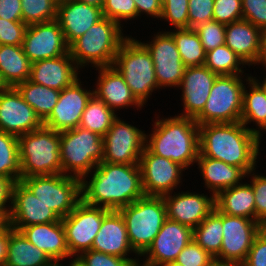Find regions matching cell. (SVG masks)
<instances>
[{
  "label": "cell",
  "instance_id": "cell-1",
  "mask_svg": "<svg viewBox=\"0 0 266 266\" xmlns=\"http://www.w3.org/2000/svg\"><path fill=\"white\" fill-rule=\"evenodd\" d=\"M144 195L139 165L101 162L81 179V199L111 211H118Z\"/></svg>",
  "mask_w": 266,
  "mask_h": 266
},
{
  "label": "cell",
  "instance_id": "cell-2",
  "mask_svg": "<svg viewBox=\"0 0 266 266\" xmlns=\"http://www.w3.org/2000/svg\"><path fill=\"white\" fill-rule=\"evenodd\" d=\"M261 139L241 122L199 125L200 153L237 166L246 174L258 167Z\"/></svg>",
  "mask_w": 266,
  "mask_h": 266
},
{
  "label": "cell",
  "instance_id": "cell-3",
  "mask_svg": "<svg viewBox=\"0 0 266 266\" xmlns=\"http://www.w3.org/2000/svg\"><path fill=\"white\" fill-rule=\"evenodd\" d=\"M155 113L153 128L148 132L150 134L146 133V147L153 154L168 158L189 170L196 164L200 152L199 125L194 118L176 114L161 117Z\"/></svg>",
  "mask_w": 266,
  "mask_h": 266
},
{
  "label": "cell",
  "instance_id": "cell-4",
  "mask_svg": "<svg viewBox=\"0 0 266 266\" xmlns=\"http://www.w3.org/2000/svg\"><path fill=\"white\" fill-rule=\"evenodd\" d=\"M124 32L117 22L104 17L69 45L70 56L82 73L89 66H112L120 45L129 36Z\"/></svg>",
  "mask_w": 266,
  "mask_h": 266
},
{
  "label": "cell",
  "instance_id": "cell-5",
  "mask_svg": "<svg viewBox=\"0 0 266 266\" xmlns=\"http://www.w3.org/2000/svg\"><path fill=\"white\" fill-rule=\"evenodd\" d=\"M112 66L123 75L133 96L143 107L152 93L162 91L157 84L151 54L136 37L129 35L122 42Z\"/></svg>",
  "mask_w": 266,
  "mask_h": 266
},
{
  "label": "cell",
  "instance_id": "cell-6",
  "mask_svg": "<svg viewBox=\"0 0 266 266\" xmlns=\"http://www.w3.org/2000/svg\"><path fill=\"white\" fill-rule=\"evenodd\" d=\"M21 179L62 174L60 132L45 126L18 137Z\"/></svg>",
  "mask_w": 266,
  "mask_h": 266
},
{
  "label": "cell",
  "instance_id": "cell-7",
  "mask_svg": "<svg viewBox=\"0 0 266 266\" xmlns=\"http://www.w3.org/2000/svg\"><path fill=\"white\" fill-rule=\"evenodd\" d=\"M118 211L126 223L132 249L141 256L151 245L167 219L164 198L144 195Z\"/></svg>",
  "mask_w": 266,
  "mask_h": 266
},
{
  "label": "cell",
  "instance_id": "cell-8",
  "mask_svg": "<svg viewBox=\"0 0 266 266\" xmlns=\"http://www.w3.org/2000/svg\"><path fill=\"white\" fill-rule=\"evenodd\" d=\"M252 74L218 75L203 110L194 118L198 125L241 121L243 90Z\"/></svg>",
  "mask_w": 266,
  "mask_h": 266
},
{
  "label": "cell",
  "instance_id": "cell-9",
  "mask_svg": "<svg viewBox=\"0 0 266 266\" xmlns=\"http://www.w3.org/2000/svg\"><path fill=\"white\" fill-rule=\"evenodd\" d=\"M103 137L77 128L60 132L62 174L82 179L103 160Z\"/></svg>",
  "mask_w": 266,
  "mask_h": 266
},
{
  "label": "cell",
  "instance_id": "cell-10",
  "mask_svg": "<svg viewBox=\"0 0 266 266\" xmlns=\"http://www.w3.org/2000/svg\"><path fill=\"white\" fill-rule=\"evenodd\" d=\"M60 219L68 216L81 200V179L64 175H36L20 180Z\"/></svg>",
  "mask_w": 266,
  "mask_h": 266
},
{
  "label": "cell",
  "instance_id": "cell-11",
  "mask_svg": "<svg viewBox=\"0 0 266 266\" xmlns=\"http://www.w3.org/2000/svg\"><path fill=\"white\" fill-rule=\"evenodd\" d=\"M119 117L103 136V160L111 164L139 165L146 147V131Z\"/></svg>",
  "mask_w": 266,
  "mask_h": 266
},
{
  "label": "cell",
  "instance_id": "cell-12",
  "mask_svg": "<svg viewBox=\"0 0 266 266\" xmlns=\"http://www.w3.org/2000/svg\"><path fill=\"white\" fill-rule=\"evenodd\" d=\"M223 241L214 258L218 265L240 266L263 226L256 220L222 213Z\"/></svg>",
  "mask_w": 266,
  "mask_h": 266
},
{
  "label": "cell",
  "instance_id": "cell-13",
  "mask_svg": "<svg viewBox=\"0 0 266 266\" xmlns=\"http://www.w3.org/2000/svg\"><path fill=\"white\" fill-rule=\"evenodd\" d=\"M110 211L103 207L89 205L81 199L74 210L61 219L72 257H77L80 253L91 250L103 218Z\"/></svg>",
  "mask_w": 266,
  "mask_h": 266
},
{
  "label": "cell",
  "instance_id": "cell-14",
  "mask_svg": "<svg viewBox=\"0 0 266 266\" xmlns=\"http://www.w3.org/2000/svg\"><path fill=\"white\" fill-rule=\"evenodd\" d=\"M164 30L152 33L149 41H139L151 54L158 87L163 90L167 87L176 90L183 79L185 66L173 37Z\"/></svg>",
  "mask_w": 266,
  "mask_h": 266
},
{
  "label": "cell",
  "instance_id": "cell-15",
  "mask_svg": "<svg viewBox=\"0 0 266 266\" xmlns=\"http://www.w3.org/2000/svg\"><path fill=\"white\" fill-rule=\"evenodd\" d=\"M139 166L143 192L147 196L163 197L183 184L185 169L168 158L153 154L147 147L141 154Z\"/></svg>",
  "mask_w": 266,
  "mask_h": 266
},
{
  "label": "cell",
  "instance_id": "cell-16",
  "mask_svg": "<svg viewBox=\"0 0 266 266\" xmlns=\"http://www.w3.org/2000/svg\"><path fill=\"white\" fill-rule=\"evenodd\" d=\"M79 77L70 86L64 88L51 114L43 121V126L62 132L77 128L87 102L93 95V86H83ZM89 87V88H88Z\"/></svg>",
  "mask_w": 266,
  "mask_h": 266
},
{
  "label": "cell",
  "instance_id": "cell-17",
  "mask_svg": "<svg viewBox=\"0 0 266 266\" xmlns=\"http://www.w3.org/2000/svg\"><path fill=\"white\" fill-rule=\"evenodd\" d=\"M22 48L31 63L69 53V45L56 19L29 25Z\"/></svg>",
  "mask_w": 266,
  "mask_h": 266
},
{
  "label": "cell",
  "instance_id": "cell-18",
  "mask_svg": "<svg viewBox=\"0 0 266 266\" xmlns=\"http://www.w3.org/2000/svg\"><path fill=\"white\" fill-rule=\"evenodd\" d=\"M192 240V228L167 218L151 245L139 257V261L148 266H162L175 261Z\"/></svg>",
  "mask_w": 266,
  "mask_h": 266
},
{
  "label": "cell",
  "instance_id": "cell-19",
  "mask_svg": "<svg viewBox=\"0 0 266 266\" xmlns=\"http://www.w3.org/2000/svg\"><path fill=\"white\" fill-rule=\"evenodd\" d=\"M42 126L43 122L16 87L0 91V131L19 137Z\"/></svg>",
  "mask_w": 266,
  "mask_h": 266
},
{
  "label": "cell",
  "instance_id": "cell-20",
  "mask_svg": "<svg viewBox=\"0 0 266 266\" xmlns=\"http://www.w3.org/2000/svg\"><path fill=\"white\" fill-rule=\"evenodd\" d=\"M176 192L163 196L167 218L192 229L197 227L216 207L215 195L210 192L204 191V194L202 191L195 192L189 189L184 192L179 189Z\"/></svg>",
  "mask_w": 266,
  "mask_h": 266
},
{
  "label": "cell",
  "instance_id": "cell-21",
  "mask_svg": "<svg viewBox=\"0 0 266 266\" xmlns=\"http://www.w3.org/2000/svg\"><path fill=\"white\" fill-rule=\"evenodd\" d=\"M60 218L21 182L12 187L11 210L7 223L15 230L34 224L57 222Z\"/></svg>",
  "mask_w": 266,
  "mask_h": 266
},
{
  "label": "cell",
  "instance_id": "cell-22",
  "mask_svg": "<svg viewBox=\"0 0 266 266\" xmlns=\"http://www.w3.org/2000/svg\"><path fill=\"white\" fill-rule=\"evenodd\" d=\"M217 76L205 65L185 67L183 79L177 88L182 93L180 100L183 109L176 115L195 118L203 110Z\"/></svg>",
  "mask_w": 266,
  "mask_h": 266
},
{
  "label": "cell",
  "instance_id": "cell-23",
  "mask_svg": "<svg viewBox=\"0 0 266 266\" xmlns=\"http://www.w3.org/2000/svg\"><path fill=\"white\" fill-rule=\"evenodd\" d=\"M98 73L93 84V94L102 100L116 114L121 109L136 108L140 112L144 107L133 96L123 75L113 66L95 68ZM119 111V112H117Z\"/></svg>",
  "mask_w": 266,
  "mask_h": 266
},
{
  "label": "cell",
  "instance_id": "cell-24",
  "mask_svg": "<svg viewBox=\"0 0 266 266\" xmlns=\"http://www.w3.org/2000/svg\"><path fill=\"white\" fill-rule=\"evenodd\" d=\"M91 249L127 258L132 264L137 263L140 257L130 245L126 223L119 211H110L103 218L102 225L95 236Z\"/></svg>",
  "mask_w": 266,
  "mask_h": 266
},
{
  "label": "cell",
  "instance_id": "cell-25",
  "mask_svg": "<svg viewBox=\"0 0 266 266\" xmlns=\"http://www.w3.org/2000/svg\"><path fill=\"white\" fill-rule=\"evenodd\" d=\"M103 18L102 8L85 2L69 0L57 5L56 20L68 45Z\"/></svg>",
  "mask_w": 266,
  "mask_h": 266
},
{
  "label": "cell",
  "instance_id": "cell-26",
  "mask_svg": "<svg viewBox=\"0 0 266 266\" xmlns=\"http://www.w3.org/2000/svg\"><path fill=\"white\" fill-rule=\"evenodd\" d=\"M81 70L76 66L70 53L60 57L45 59L31 64L30 81L62 91L81 77Z\"/></svg>",
  "mask_w": 266,
  "mask_h": 266
},
{
  "label": "cell",
  "instance_id": "cell-27",
  "mask_svg": "<svg viewBox=\"0 0 266 266\" xmlns=\"http://www.w3.org/2000/svg\"><path fill=\"white\" fill-rule=\"evenodd\" d=\"M262 30L247 20L225 25L227 45L250 68L255 67L261 54Z\"/></svg>",
  "mask_w": 266,
  "mask_h": 266
},
{
  "label": "cell",
  "instance_id": "cell-28",
  "mask_svg": "<svg viewBox=\"0 0 266 266\" xmlns=\"http://www.w3.org/2000/svg\"><path fill=\"white\" fill-rule=\"evenodd\" d=\"M19 231L28 241L43 250L52 261L63 263L66 259L72 258L61 219L57 222L30 225Z\"/></svg>",
  "mask_w": 266,
  "mask_h": 266
},
{
  "label": "cell",
  "instance_id": "cell-29",
  "mask_svg": "<svg viewBox=\"0 0 266 266\" xmlns=\"http://www.w3.org/2000/svg\"><path fill=\"white\" fill-rule=\"evenodd\" d=\"M205 190L215 196L224 189L239 185L245 180L246 173L239 167L223 161L203 156L200 152L196 160ZM202 176V177H201Z\"/></svg>",
  "mask_w": 266,
  "mask_h": 266
},
{
  "label": "cell",
  "instance_id": "cell-30",
  "mask_svg": "<svg viewBox=\"0 0 266 266\" xmlns=\"http://www.w3.org/2000/svg\"><path fill=\"white\" fill-rule=\"evenodd\" d=\"M215 206L226 215L255 220L254 191L247 180L239 185L221 190L215 196Z\"/></svg>",
  "mask_w": 266,
  "mask_h": 266
},
{
  "label": "cell",
  "instance_id": "cell-31",
  "mask_svg": "<svg viewBox=\"0 0 266 266\" xmlns=\"http://www.w3.org/2000/svg\"><path fill=\"white\" fill-rule=\"evenodd\" d=\"M240 122L261 138L266 133V93L252 77L246 82L243 90ZM251 123L253 125L250 128L248 125Z\"/></svg>",
  "mask_w": 266,
  "mask_h": 266
},
{
  "label": "cell",
  "instance_id": "cell-32",
  "mask_svg": "<svg viewBox=\"0 0 266 266\" xmlns=\"http://www.w3.org/2000/svg\"><path fill=\"white\" fill-rule=\"evenodd\" d=\"M31 64L22 45H0V81L4 87H16L30 79Z\"/></svg>",
  "mask_w": 266,
  "mask_h": 266
},
{
  "label": "cell",
  "instance_id": "cell-33",
  "mask_svg": "<svg viewBox=\"0 0 266 266\" xmlns=\"http://www.w3.org/2000/svg\"><path fill=\"white\" fill-rule=\"evenodd\" d=\"M52 260L9 225V241L5 266H45Z\"/></svg>",
  "mask_w": 266,
  "mask_h": 266
},
{
  "label": "cell",
  "instance_id": "cell-34",
  "mask_svg": "<svg viewBox=\"0 0 266 266\" xmlns=\"http://www.w3.org/2000/svg\"><path fill=\"white\" fill-rule=\"evenodd\" d=\"M23 99L34 109L43 122L57 104L61 91L33 83L29 79L16 86Z\"/></svg>",
  "mask_w": 266,
  "mask_h": 266
},
{
  "label": "cell",
  "instance_id": "cell-35",
  "mask_svg": "<svg viewBox=\"0 0 266 266\" xmlns=\"http://www.w3.org/2000/svg\"><path fill=\"white\" fill-rule=\"evenodd\" d=\"M173 37L185 67L203 66L206 52L198 33L193 28L167 29Z\"/></svg>",
  "mask_w": 266,
  "mask_h": 266
},
{
  "label": "cell",
  "instance_id": "cell-36",
  "mask_svg": "<svg viewBox=\"0 0 266 266\" xmlns=\"http://www.w3.org/2000/svg\"><path fill=\"white\" fill-rule=\"evenodd\" d=\"M193 240L214 258L223 241L222 213L215 209L193 229Z\"/></svg>",
  "mask_w": 266,
  "mask_h": 266
},
{
  "label": "cell",
  "instance_id": "cell-37",
  "mask_svg": "<svg viewBox=\"0 0 266 266\" xmlns=\"http://www.w3.org/2000/svg\"><path fill=\"white\" fill-rule=\"evenodd\" d=\"M118 115L93 94L83 111L79 126L103 137Z\"/></svg>",
  "mask_w": 266,
  "mask_h": 266
},
{
  "label": "cell",
  "instance_id": "cell-38",
  "mask_svg": "<svg viewBox=\"0 0 266 266\" xmlns=\"http://www.w3.org/2000/svg\"><path fill=\"white\" fill-rule=\"evenodd\" d=\"M204 65L218 75L251 74L245 73L250 71L247 65L225 44L206 52Z\"/></svg>",
  "mask_w": 266,
  "mask_h": 266
},
{
  "label": "cell",
  "instance_id": "cell-39",
  "mask_svg": "<svg viewBox=\"0 0 266 266\" xmlns=\"http://www.w3.org/2000/svg\"><path fill=\"white\" fill-rule=\"evenodd\" d=\"M0 176L13 183L21 180L18 137L0 131Z\"/></svg>",
  "mask_w": 266,
  "mask_h": 266
},
{
  "label": "cell",
  "instance_id": "cell-40",
  "mask_svg": "<svg viewBox=\"0 0 266 266\" xmlns=\"http://www.w3.org/2000/svg\"><path fill=\"white\" fill-rule=\"evenodd\" d=\"M54 0H21L22 22L27 26L56 19Z\"/></svg>",
  "mask_w": 266,
  "mask_h": 266
},
{
  "label": "cell",
  "instance_id": "cell-41",
  "mask_svg": "<svg viewBox=\"0 0 266 266\" xmlns=\"http://www.w3.org/2000/svg\"><path fill=\"white\" fill-rule=\"evenodd\" d=\"M102 12L105 18L117 22L123 29L127 27L129 21L131 24L132 20H137L134 0H104Z\"/></svg>",
  "mask_w": 266,
  "mask_h": 266
},
{
  "label": "cell",
  "instance_id": "cell-42",
  "mask_svg": "<svg viewBox=\"0 0 266 266\" xmlns=\"http://www.w3.org/2000/svg\"><path fill=\"white\" fill-rule=\"evenodd\" d=\"M188 0H162L160 21L172 29L189 28Z\"/></svg>",
  "mask_w": 266,
  "mask_h": 266
},
{
  "label": "cell",
  "instance_id": "cell-43",
  "mask_svg": "<svg viewBox=\"0 0 266 266\" xmlns=\"http://www.w3.org/2000/svg\"><path fill=\"white\" fill-rule=\"evenodd\" d=\"M246 178L245 180H248L254 191L255 220L264 227L266 225V173H259L255 169L248 173Z\"/></svg>",
  "mask_w": 266,
  "mask_h": 266
},
{
  "label": "cell",
  "instance_id": "cell-44",
  "mask_svg": "<svg viewBox=\"0 0 266 266\" xmlns=\"http://www.w3.org/2000/svg\"><path fill=\"white\" fill-rule=\"evenodd\" d=\"M194 29L200 37L205 52L225 44V24L211 20L199 24Z\"/></svg>",
  "mask_w": 266,
  "mask_h": 266
},
{
  "label": "cell",
  "instance_id": "cell-45",
  "mask_svg": "<svg viewBox=\"0 0 266 266\" xmlns=\"http://www.w3.org/2000/svg\"><path fill=\"white\" fill-rule=\"evenodd\" d=\"M175 261L183 266H214L216 264L214 257L194 240L183 248Z\"/></svg>",
  "mask_w": 266,
  "mask_h": 266
},
{
  "label": "cell",
  "instance_id": "cell-46",
  "mask_svg": "<svg viewBox=\"0 0 266 266\" xmlns=\"http://www.w3.org/2000/svg\"><path fill=\"white\" fill-rule=\"evenodd\" d=\"M242 19L241 0H214L213 20L226 25Z\"/></svg>",
  "mask_w": 266,
  "mask_h": 266
},
{
  "label": "cell",
  "instance_id": "cell-47",
  "mask_svg": "<svg viewBox=\"0 0 266 266\" xmlns=\"http://www.w3.org/2000/svg\"><path fill=\"white\" fill-rule=\"evenodd\" d=\"M77 258L84 266H132L127 258L97 252L92 249L80 253Z\"/></svg>",
  "mask_w": 266,
  "mask_h": 266
},
{
  "label": "cell",
  "instance_id": "cell-48",
  "mask_svg": "<svg viewBox=\"0 0 266 266\" xmlns=\"http://www.w3.org/2000/svg\"><path fill=\"white\" fill-rule=\"evenodd\" d=\"M27 25L0 18V45H22Z\"/></svg>",
  "mask_w": 266,
  "mask_h": 266
},
{
  "label": "cell",
  "instance_id": "cell-49",
  "mask_svg": "<svg viewBox=\"0 0 266 266\" xmlns=\"http://www.w3.org/2000/svg\"><path fill=\"white\" fill-rule=\"evenodd\" d=\"M214 0H188L189 28L213 20Z\"/></svg>",
  "mask_w": 266,
  "mask_h": 266
},
{
  "label": "cell",
  "instance_id": "cell-50",
  "mask_svg": "<svg viewBox=\"0 0 266 266\" xmlns=\"http://www.w3.org/2000/svg\"><path fill=\"white\" fill-rule=\"evenodd\" d=\"M242 17L261 30L266 29V0H241Z\"/></svg>",
  "mask_w": 266,
  "mask_h": 266
},
{
  "label": "cell",
  "instance_id": "cell-51",
  "mask_svg": "<svg viewBox=\"0 0 266 266\" xmlns=\"http://www.w3.org/2000/svg\"><path fill=\"white\" fill-rule=\"evenodd\" d=\"M240 266H266V229L255 237L245 261Z\"/></svg>",
  "mask_w": 266,
  "mask_h": 266
},
{
  "label": "cell",
  "instance_id": "cell-52",
  "mask_svg": "<svg viewBox=\"0 0 266 266\" xmlns=\"http://www.w3.org/2000/svg\"><path fill=\"white\" fill-rule=\"evenodd\" d=\"M13 182L0 176V218L7 222L11 210Z\"/></svg>",
  "mask_w": 266,
  "mask_h": 266
},
{
  "label": "cell",
  "instance_id": "cell-53",
  "mask_svg": "<svg viewBox=\"0 0 266 266\" xmlns=\"http://www.w3.org/2000/svg\"><path fill=\"white\" fill-rule=\"evenodd\" d=\"M135 6L137 8V19L141 20L142 15L146 18L152 17L160 19L162 14V0H134ZM140 17V18H139Z\"/></svg>",
  "mask_w": 266,
  "mask_h": 266
},
{
  "label": "cell",
  "instance_id": "cell-54",
  "mask_svg": "<svg viewBox=\"0 0 266 266\" xmlns=\"http://www.w3.org/2000/svg\"><path fill=\"white\" fill-rule=\"evenodd\" d=\"M0 18L22 21L21 0H0Z\"/></svg>",
  "mask_w": 266,
  "mask_h": 266
},
{
  "label": "cell",
  "instance_id": "cell-55",
  "mask_svg": "<svg viewBox=\"0 0 266 266\" xmlns=\"http://www.w3.org/2000/svg\"><path fill=\"white\" fill-rule=\"evenodd\" d=\"M9 241V224L4 222L0 226V266H5Z\"/></svg>",
  "mask_w": 266,
  "mask_h": 266
},
{
  "label": "cell",
  "instance_id": "cell-56",
  "mask_svg": "<svg viewBox=\"0 0 266 266\" xmlns=\"http://www.w3.org/2000/svg\"><path fill=\"white\" fill-rule=\"evenodd\" d=\"M257 65H258V67H256V69L260 68L259 67L260 65L263 66L262 67L263 69L265 67V69L262 70V71H264L263 73L265 75L266 74L265 73V71H266V29L262 30L261 54H260L259 60L255 66H257Z\"/></svg>",
  "mask_w": 266,
  "mask_h": 266
},
{
  "label": "cell",
  "instance_id": "cell-57",
  "mask_svg": "<svg viewBox=\"0 0 266 266\" xmlns=\"http://www.w3.org/2000/svg\"><path fill=\"white\" fill-rule=\"evenodd\" d=\"M76 1L85 2L88 5L99 7V8H102L103 3H104V0H76Z\"/></svg>",
  "mask_w": 266,
  "mask_h": 266
},
{
  "label": "cell",
  "instance_id": "cell-58",
  "mask_svg": "<svg viewBox=\"0 0 266 266\" xmlns=\"http://www.w3.org/2000/svg\"><path fill=\"white\" fill-rule=\"evenodd\" d=\"M252 78L263 88L264 92L266 93V75L262 79H260L261 77H258V75H257V77H256V75L254 77V74H253ZM257 78H259V79H257Z\"/></svg>",
  "mask_w": 266,
  "mask_h": 266
},
{
  "label": "cell",
  "instance_id": "cell-59",
  "mask_svg": "<svg viewBox=\"0 0 266 266\" xmlns=\"http://www.w3.org/2000/svg\"><path fill=\"white\" fill-rule=\"evenodd\" d=\"M68 260L69 261L67 262H69V264H66L64 266H84L77 257H74V258L72 257V258H69Z\"/></svg>",
  "mask_w": 266,
  "mask_h": 266
},
{
  "label": "cell",
  "instance_id": "cell-60",
  "mask_svg": "<svg viewBox=\"0 0 266 266\" xmlns=\"http://www.w3.org/2000/svg\"><path fill=\"white\" fill-rule=\"evenodd\" d=\"M162 266H183V265H181L179 262L171 261L163 264Z\"/></svg>",
  "mask_w": 266,
  "mask_h": 266
},
{
  "label": "cell",
  "instance_id": "cell-61",
  "mask_svg": "<svg viewBox=\"0 0 266 266\" xmlns=\"http://www.w3.org/2000/svg\"><path fill=\"white\" fill-rule=\"evenodd\" d=\"M61 262L62 261H51L49 264L45 266H64Z\"/></svg>",
  "mask_w": 266,
  "mask_h": 266
},
{
  "label": "cell",
  "instance_id": "cell-62",
  "mask_svg": "<svg viewBox=\"0 0 266 266\" xmlns=\"http://www.w3.org/2000/svg\"><path fill=\"white\" fill-rule=\"evenodd\" d=\"M132 266H148V265H145L141 261H138L137 263L132 264Z\"/></svg>",
  "mask_w": 266,
  "mask_h": 266
},
{
  "label": "cell",
  "instance_id": "cell-63",
  "mask_svg": "<svg viewBox=\"0 0 266 266\" xmlns=\"http://www.w3.org/2000/svg\"><path fill=\"white\" fill-rule=\"evenodd\" d=\"M57 4H61V3H63V2H67V1H69V0H54Z\"/></svg>",
  "mask_w": 266,
  "mask_h": 266
},
{
  "label": "cell",
  "instance_id": "cell-64",
  "mask_svg": "<svg viewBox=\"0 0 266 266\" xmlns=\"http://www.w3.org/2000/svg\"><path fill=\"white\" fill-rule=\"evenodd\" d=\"M4 88L3 84L0 81V91Z\"/></svg>",
  "mask_w": 266,
  "mask_h": 266
},
{
  "label": "cell",
  "instance_id": "cell-65",
  "mask_svg": "<svg viewBox=\"0 0 266 266\" xmlns=\"http://www.w3.org/2000/svg\"><path fill=\"white\" fill-rule=\"evenodd\" d=\"M4 223V221L0 218V226Z\"/></svg>",
  "mask_w": 266,
  "mask_h": 266
},
{
  "label": "cell",
  "instance_id": "cell-66",
  "mask_svg": "<svg viewBox=\"0 0 266 266\" xmlns=\"http://www.w3.org/2000/svg\"><path fill=\"white\" fill-rule=\"evenodd\" d=\"M214 266H228V265H218V264H215Z\"/></svg>",
  "mask_w": 266,
  "mask_h": 266
}]
</instances>
